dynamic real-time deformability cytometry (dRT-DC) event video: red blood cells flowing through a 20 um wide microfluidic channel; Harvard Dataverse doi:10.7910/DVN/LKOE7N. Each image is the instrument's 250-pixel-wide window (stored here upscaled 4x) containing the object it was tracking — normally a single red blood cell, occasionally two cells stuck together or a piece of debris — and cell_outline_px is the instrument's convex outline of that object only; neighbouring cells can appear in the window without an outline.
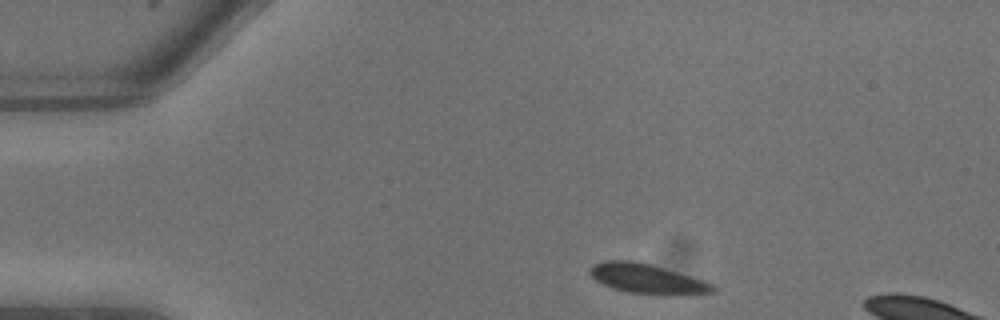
{"species": "common noctule bat (a hibernating species)", "species_latin": "Nyctalus noctula", "temperature_condition": "warm", "stored_images_in_passage": 4, "camera_frame_rate_fps": 3000, "um_per_image_px": 0.085, "animal": {"sex": "male", "body_mass_g": 13.3}, "frame": {"image": 1, "passage_image": 1, "time_ms": 0.0, "image_size_px": [1000, 320], "cell_outline_px": [[716, 288], [712, 292], [692, 296], [664, 296], [628, 292], [612, 288], [596, 280], [588, 272], [588, 268], [592, 264], [604, 260], [636, 260], [652, 264], [704, 280], [712, 284]], "centroid_in_image_um": [55.04, 23.71], "position_along_channel_um": 30.0, "area_um2": 21.96}}